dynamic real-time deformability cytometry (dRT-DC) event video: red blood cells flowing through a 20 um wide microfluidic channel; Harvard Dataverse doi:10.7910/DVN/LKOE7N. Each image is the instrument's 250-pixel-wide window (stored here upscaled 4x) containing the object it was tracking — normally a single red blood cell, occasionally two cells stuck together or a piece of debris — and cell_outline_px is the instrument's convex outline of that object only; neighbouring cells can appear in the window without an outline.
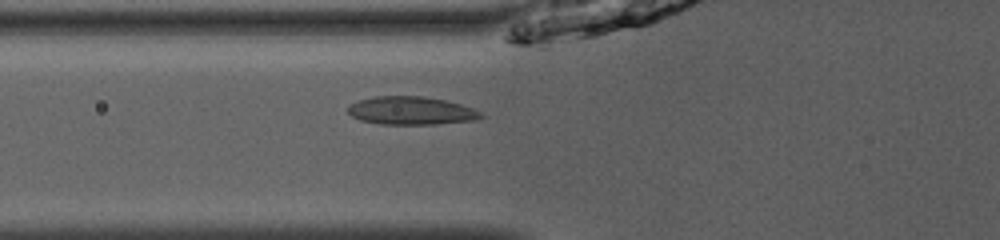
{"species": "common noctule bat (a hibernating species)", "species_latin": "Nyctalus noctula", "temperature_condition": "room temperature", "stored_images_in_passage": 49, "camera_frame_rate_fps": 3000, "um_per_image_px": 0.085, "animal": {"sex": "male", "body_mass_g": 13.0, "forearm_length_mm": 53.1}, "frame": {"image": 1, "passage_image": 18, "time_ms": 5.667, "image_size_px": [1000, 240], "cell_outline_px": [[484, 116], [480, 120], [436, 124], [380, 124], [360, 120], [352, 116], [348, 112], [348, 104], [360, 100], [376, 96], [424, 96], [444, 100], [460, 104], [472, 108], [480, 112]], "centroid_in_image_um": [34.96, 9.41], "position_along_channel_um": 90.8, "area_um2": 21.85}}
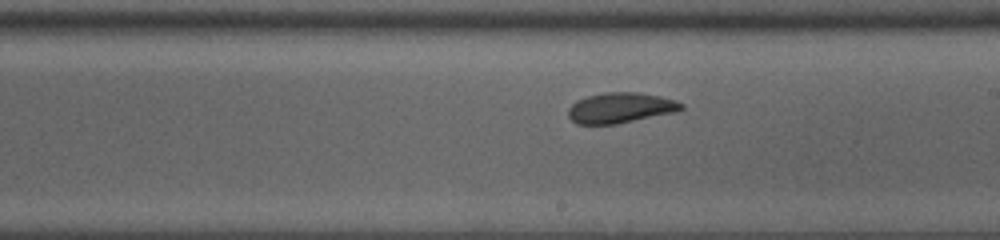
{"frame": {"image": 2, "passage_image": 29, "time_ms": 9.333, "image_size_px": [1000, 240], "cell_outline_px": [[684, 108], [676, 112], [616, 124], [576, 124], [568, 116], [568, 108], [576, 100], [588, 96], [604, 92], [636, 92], [660, 96], [676, 100], [684, 104]], "centroid_in_image_um": [52.74, 9.16], "position_along_channel_um": 236.3, "area_um2": 20.11}}
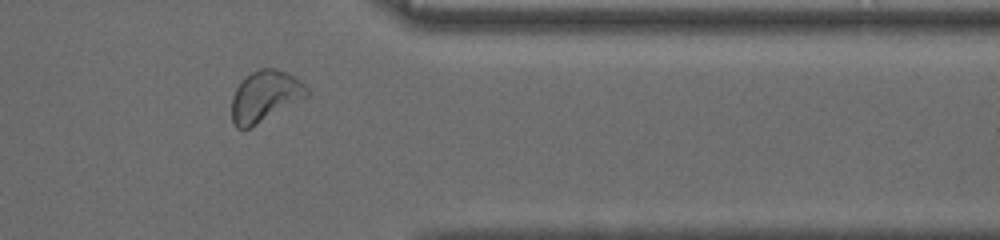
{"frame": {"image": 3, "passage_image": 41, "time_ms": 13.333, "image_size_px": [1000, 240], "cell_outline_px": [[308, 96], [256, 124], [248, 128], [236, 128], [232, 124], [232, 96], [236, 88], [244, 76], [260, 68], [276, 68], [300, 80], [308, 88]], "centroid_in_image_um": [22.5, 8.16], "position_along_channel_um": 388.9, "area_um2": 22.08}, "authors_computed_cell_mechanics": {"area_um2": 20.9814, "velocity_mm_per_s": 3.9496, "shape_relaxation_time_tau1_ms": 3.4133, "shape_relaxation_time_tau2_ms": 0.982, "deformation_change_tau1": 0.0974, "deformation_change_tau2": 0.0419}}